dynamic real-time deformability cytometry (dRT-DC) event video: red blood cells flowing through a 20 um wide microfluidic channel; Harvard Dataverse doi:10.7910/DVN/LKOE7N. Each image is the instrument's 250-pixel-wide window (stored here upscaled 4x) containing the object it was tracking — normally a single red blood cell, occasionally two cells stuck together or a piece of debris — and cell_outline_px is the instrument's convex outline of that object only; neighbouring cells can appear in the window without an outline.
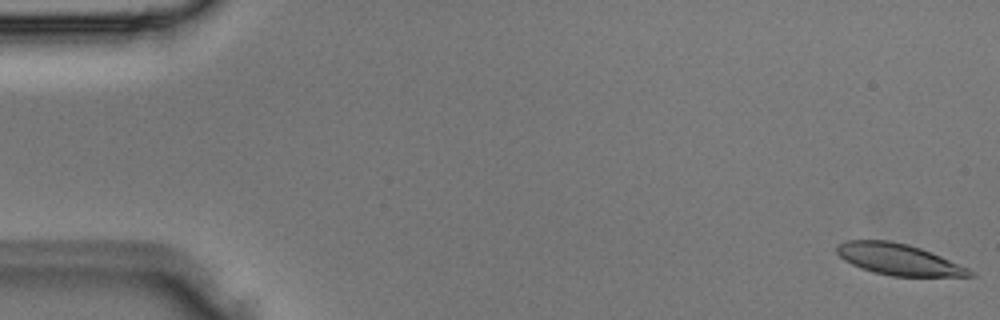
{"species": "Egyptian fruit bat (a non-hibernating species)", "species_latin": "Rousettus aegyptiacus", "temperature_condition": "room temperature", "stored_images_in_passage": 5, "camera_frame_rate_fps": 3000, "um_per_image_px": 0.085, "animal": {"sex": "male"}, "frame": {"image": 1, "passage_image": 1, "time_ms": 0.0, "image_size_px": [1000, 320], "cell_outline_px": [[976, 276], [892, 276], [876, 272], [852, 264], [844, 260], [836, 252], [836, 244], [844, 240], [888, 240], [908, 244], [932, 252], [968, 268], [976, 272]], "centroid_in_image_um": [76.38, 22.03], "position_along_channel_um": 8.6, "area_um2": 24.1}}